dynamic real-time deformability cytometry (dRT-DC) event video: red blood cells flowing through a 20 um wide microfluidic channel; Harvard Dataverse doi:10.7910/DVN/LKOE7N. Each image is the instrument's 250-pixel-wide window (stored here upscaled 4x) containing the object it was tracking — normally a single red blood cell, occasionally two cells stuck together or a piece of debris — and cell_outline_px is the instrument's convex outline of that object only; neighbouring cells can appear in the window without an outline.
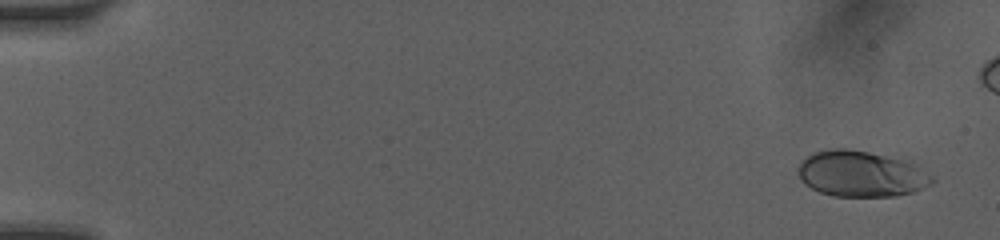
{"species": "human", "species_latin": "Homo sapiens", "temperature_condition": "room temperature", "stored_images_in_passage": 8, "camera_frame_rate_fps": 3000, "um_per_image_px": 0.085, "donor": {"sex": "female"}, "frame": {"image": 1, "passage_image": 1, "time_ms": 0.0, "image_size_px": [1000, 240], "cell_outline_px": [[936, 180], [932, 184], [912, 192], [896, 196], [832, 196], [820, 192], [804, 184], [800, 180], [796, 168], [812, 152], [828, 148], [848, 148], [868, 152], [900, 160], [912, 164], [932, 176]], "centroid_in_image_um": [73.13, 14.78], "position_along_channel_um": 11.9, "area_um2": 35.6}}